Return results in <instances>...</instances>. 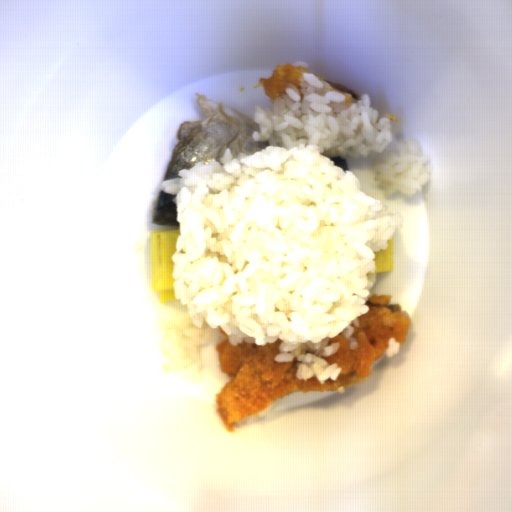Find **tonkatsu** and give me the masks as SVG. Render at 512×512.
I'll return each instance as SVG.
<instances>
[{"instance_id": "1", "label": "tonkatsu", "mask_w": 512, "mask_h": 512, "mask_svg": "<svg viewBox=\"0 0 512 512\" xmlns=\"http://www.w3.org/2000/svg\"><path fill=\"white\" fill-rule=\"evenodd\" d=\"M393 295L370 293L365 304L368 312L357 316L358 327H353L351 337L358 345L352 350L346 337L337 334L327 341V345L340 343L330 356H323L328 365L337 363L342 370L335 381L325 379L321 384L317 377L301 379L296 377V357L292 361L277 362L279 338L266 341L265 345L241 343L232 345L229 336L219 326L224 335L216 344L215 352L220 370L230 381L223 384L215 394L216 413L226 431L235 432L233 425L250 415L256 418L277 399H284L289 392H319L345 390L368 379L373 373L370 367L384 356L389 340L394 338L403 343L409 333L411 319L400 304L389 303Z\"/></svg>"}, {"instance_id": "2", "label": "tonkatsu", "mask_w": 512, "mask_h": 512, "mask_svg": "<svg viewBox=\"0 0 512 512\" xmlns=\"http://www.w3.org/2000/svg\"><path fill=\"white\" fill-rule=\"evenodd\" d=\"M308 73V69L303 66H293L288 62L286 64H276V69L272 71L270 77L259 78L254 87L262 86L264 93L274 101L282 97L286 90V83H292L299 90L300 99L304 98L299 83V75Z\"/></svg>"}, {"instance_id": "3", "label": "tonkatsu", "mask_w": 512, "mask_h": 512, "mask_svg": "<svg viewBox=\"0 0 512 512\" xmlns=\"http://www.w3.org/2000/svg\"><path fill=\"white\" fill-rule=\"evenodd\" d=\"M331 85V91H336L344 95L347 104H357L358 100L362 97L359 92L351 90L341 84L326 81Z\"/></svg>"}]
</instances>
